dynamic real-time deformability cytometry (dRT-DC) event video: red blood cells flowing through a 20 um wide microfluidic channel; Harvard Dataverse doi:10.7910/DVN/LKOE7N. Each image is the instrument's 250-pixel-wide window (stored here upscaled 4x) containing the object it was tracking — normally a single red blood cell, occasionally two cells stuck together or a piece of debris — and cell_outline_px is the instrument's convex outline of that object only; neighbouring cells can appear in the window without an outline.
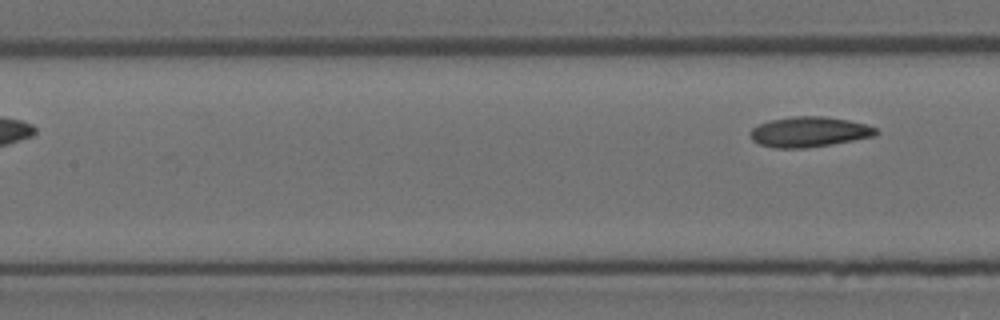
{"species": "Egyptian fruit bat (a non-hibernating species)", "species_latin": "Rousettus aegyptiacus", "temperature_condition": "room temperature", "stored_images_in_passage": 4, "segment_of_instrument_passage": [2, 2], "camera_frame_rate_fps": 3000, "um_per_image_px": 0.085, "animal": {"sex": "female"}, "frame": {"image": 1, "passage_image": 4, "time_ms": 1.0, "image_size_px": [1000, 320], "cell_outline_px": [[880, 132], [876, 136], [804, 148], [772, 148], [760, 144], [752, 140], [748, 132], [752, 128], [760, 124], [772, 120], [792, 116], [824, 116], [848, 120], [864, 124], [876, 128]], "centroid_in_image_um": [68.76, 11.21], "position_along_channel_um": 138.6, "area_um2": 22.02}}